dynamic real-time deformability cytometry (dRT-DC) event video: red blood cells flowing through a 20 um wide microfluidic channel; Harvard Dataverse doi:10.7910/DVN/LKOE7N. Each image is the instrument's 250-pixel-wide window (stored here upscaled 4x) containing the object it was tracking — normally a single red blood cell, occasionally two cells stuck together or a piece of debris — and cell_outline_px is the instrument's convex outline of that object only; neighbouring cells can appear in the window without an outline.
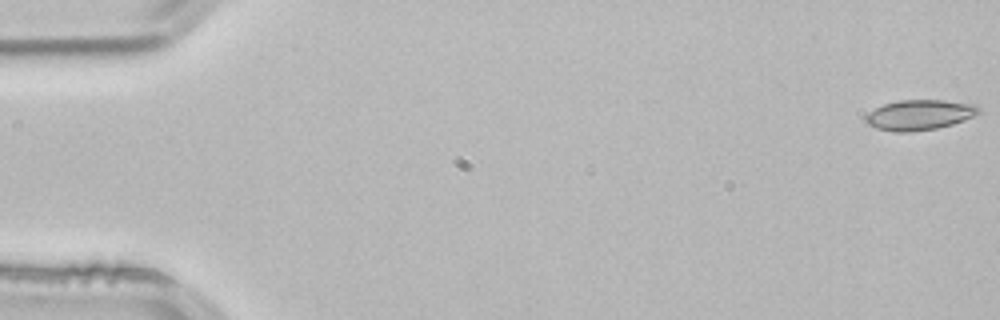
{"species": "common noctule bat (a hibernating species)", "species_latin": "Nyctalus noctula", "temperature_condition": "room temperature", "stored_images_in_passage": 3, "camera_frame_rate_fps": 3000, "um_per_image_px": 0.085, "animal": {"sex": "male", "body_mass_g": 21.5, "forearm_length_mm": 52.0}, "frame": {"image": 1, "passage_image": 1, "time_ms": 0.0, "image_size_px": [1000, 320], "cell_outline_px": [[980, 112], [964, 120], [952, 124], [936, 128], [908, 132], [896, 132], [876, 128], [868, 124], [864, 120], [864, 116], [868, 112], [884, 104], [900, 100], [944, 100], [976, 104], [980, 108]], "centroid_in_image_um": [78.14, 9.76], "position_along_channel_um": 6.9, "area_um2": 19.88}}
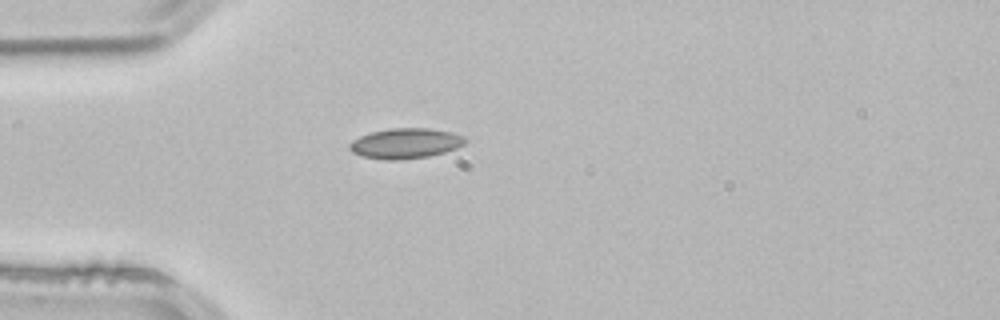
{"frame": {"image": 2, "passage_image": 3, "time_ms": 0.667, "image_size_px": [1000, 320], "cell_outline_px": [[468, 140], [464, 144], [456, 148], [444, 152], [428, 156], [396, 160], [384, 160], [360, 156], [352, 152], [348, 148], [348, 144], [352, 140], [360, 136], [372, 132], [392, 128], [432, 128], [452, 132], [464, 136]], "centroid_in_image_um": [34.46, 12.18], "position_along_channel_um": 50.5, "area_um2": 20.52}}